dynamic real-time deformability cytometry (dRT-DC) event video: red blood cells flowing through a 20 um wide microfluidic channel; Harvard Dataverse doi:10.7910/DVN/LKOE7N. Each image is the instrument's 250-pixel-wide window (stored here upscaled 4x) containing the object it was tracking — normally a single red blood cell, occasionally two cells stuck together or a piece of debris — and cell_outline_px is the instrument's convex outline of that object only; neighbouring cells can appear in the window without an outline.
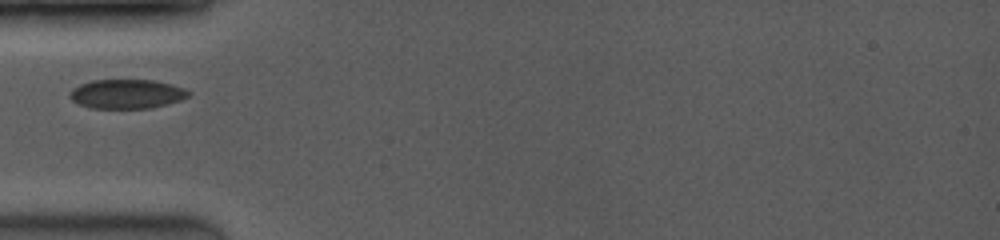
{"species": "common noctule bat (a hibernating species)", "species_latin": "Nyctalus noctula", "temperature_condition": "room temperature", "stored_images_in_passage": 2, "camera_frame_rate_fps": 3500, "um_per_image_px": 0.085, "animal": {"sex": "female", "body_mass_g": 19.0, "forearm_length_mm": 53.3}, "frame": {"image": 1, "passage_image": 1, "time_ms": 0.0, "image_size_px": [1000, 240], "cell_outline_px": [[192, 92], [188, 96], [180, 100], [152, 108], [92, 108], [80, 104], [72, 100], [68, 96], [68, 92], [72, 88], [80, 84], [92, 80], [156, 80], [184, 88]], "centroid_in_image_um": [10.76, 7.98], "position_along_channel_um": 74.2, "area_um2": 20.29}}